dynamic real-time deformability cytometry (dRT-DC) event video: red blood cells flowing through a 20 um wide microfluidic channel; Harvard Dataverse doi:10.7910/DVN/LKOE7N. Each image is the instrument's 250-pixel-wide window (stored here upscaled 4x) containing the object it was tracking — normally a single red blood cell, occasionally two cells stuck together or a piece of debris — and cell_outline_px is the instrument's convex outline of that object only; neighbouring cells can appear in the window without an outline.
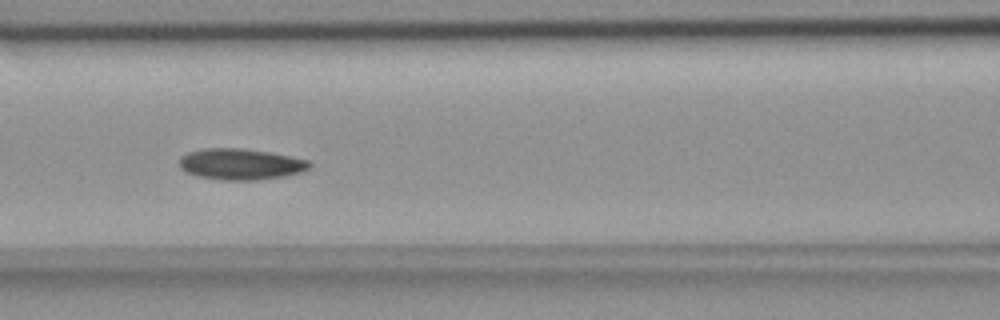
{"species": "common noctule bat (a hibernating species)", "species_latin": "Nyctalus noctula", "temperature_condition": "room temperature", "stored_images_in_passage": 23, "camera_frame_rate_fps": 3000, "um_per_image_px": 0.085, "animal": {"sex": "female", "body_mass_g": 18.4}, "frame": {"image": 1, "passage_image": 14, "time_ms": 4.333, "image_size_px": [1000, 320], "cell_outline_px": [[312, 164], [308, 168], [300, 172], [284, 176], [256, 180], [220, 180], [196, 176], [184, 172], [180, 168], [180, 156], [188, 152], [204, 148], [240, 148], [268, 152], [292, 156], [308, 160]], "centroid_in_image_um": [20.41, 13.95], "position_along_channel_um": 146.2, "area_um2": 23.7}}
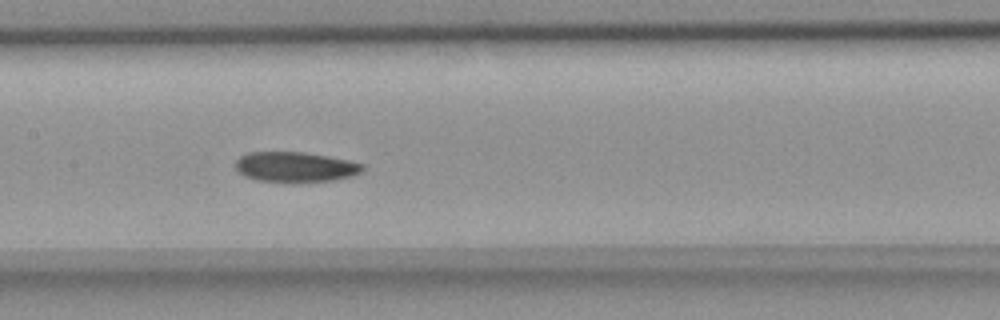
{"frame": {"image": 2, "passage_image": 17, "time_ms": 5.333, "image_size_px": [1000, 320], "cell_outline_px": [[364, 168], [360, 172], [352, 176], [336, 180], [296, 184], [292, 184], [256, 180], [244, 176], [236, 168], [236, 160], [240, 156], [248, 152], [304, 152], [328, 156], [348, 160], [364, 164]], "centroid_in_image_um": [25.11, 14.22], "position_along_channel_um": 182.3, "area_um2": 22.95}}